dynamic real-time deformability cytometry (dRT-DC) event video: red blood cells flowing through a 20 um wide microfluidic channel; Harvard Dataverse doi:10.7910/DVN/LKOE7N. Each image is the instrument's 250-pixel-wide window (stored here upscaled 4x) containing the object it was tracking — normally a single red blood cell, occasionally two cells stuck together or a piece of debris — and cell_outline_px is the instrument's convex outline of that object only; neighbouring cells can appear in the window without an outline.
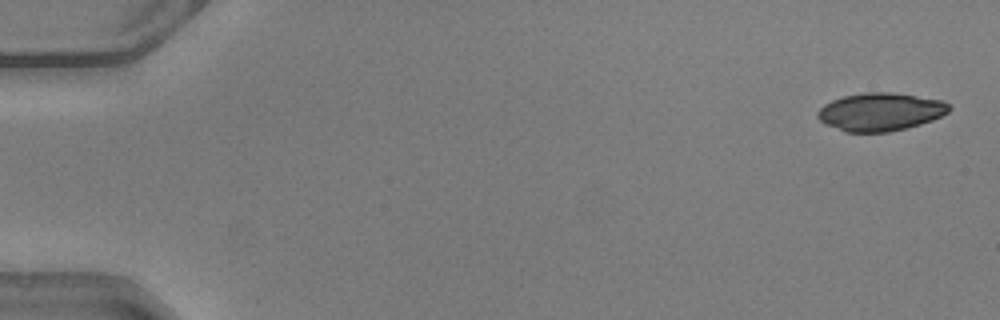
{"species": "common noctule bat (a hibernating species)", "species_latin": "Nyctalus noctula", "temperature_condition": "warm", "stored_images_in_passage": 48, "camera_frame_rate_fps": 3000, "um_per_image_px": 0.085, "animal": {"sex": "male", "body_mass_g": 20.5, "forearm_length_mm": 52.5}, "frame": {"image": 1, "passage_image": 1, "time_ms": 0.0, "image_size_px": [1000, 320], "cell_outline_px": [[952, 108], [948, 112], [932, 120], [920, 124], [888, 132], [844, 132], [824, 124], [816, 116], [816, 112], [824, 104], [832, 100], [844, 96], [864, 92], [892, 92], [944, 100]], "centroid_in_image_um": [74.81, 9.5], "position_along_channel_um": 10.2, "area_um2": 29.25}}